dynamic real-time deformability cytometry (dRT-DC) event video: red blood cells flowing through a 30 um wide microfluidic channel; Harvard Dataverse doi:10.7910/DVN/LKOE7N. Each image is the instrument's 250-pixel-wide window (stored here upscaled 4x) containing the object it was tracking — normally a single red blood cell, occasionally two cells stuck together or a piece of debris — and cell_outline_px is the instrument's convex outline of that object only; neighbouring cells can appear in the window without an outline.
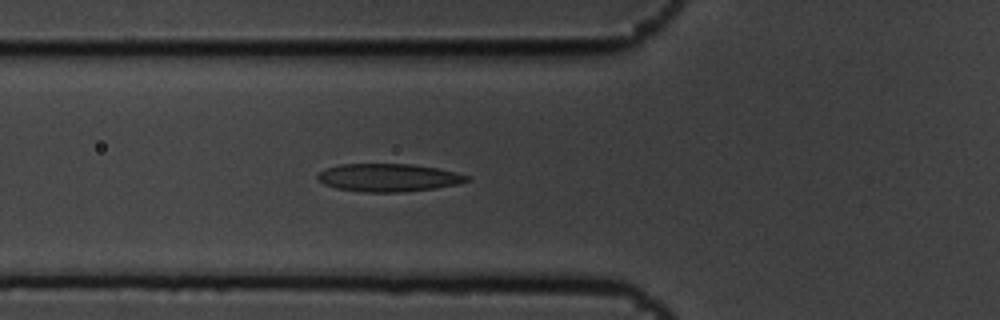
{"species": "common noctule bat (a hibernating species)", "species_latin": "Nyctalus noctula", "temperature_condition": "cold", "stored_images_in_passage": 6, "camera_frame_rate_fps": 3000, "um_per_image_px": 0.085, "animal": {"sex": "male", "body_mass_g": 19.5, "forearm_length_mm": 54.6}, "frame": {"image": 1, "passage_image": 6, "time_ms": 1.667, "image_size_px": [1000, 320], "cell_outline_px": [[472, 180], [456, 184], [432, 188], [404, 192], [360, 192], [336, 188], [324, 184], [316, 176], [324, 168], [340, 164], [412, 164], [436, 168], [456, 172], [468, 176]], "centroid_in_image_um": [32.99, 15.09], "position_along_channel_um": 92.8, "area_um2": 24.22}}